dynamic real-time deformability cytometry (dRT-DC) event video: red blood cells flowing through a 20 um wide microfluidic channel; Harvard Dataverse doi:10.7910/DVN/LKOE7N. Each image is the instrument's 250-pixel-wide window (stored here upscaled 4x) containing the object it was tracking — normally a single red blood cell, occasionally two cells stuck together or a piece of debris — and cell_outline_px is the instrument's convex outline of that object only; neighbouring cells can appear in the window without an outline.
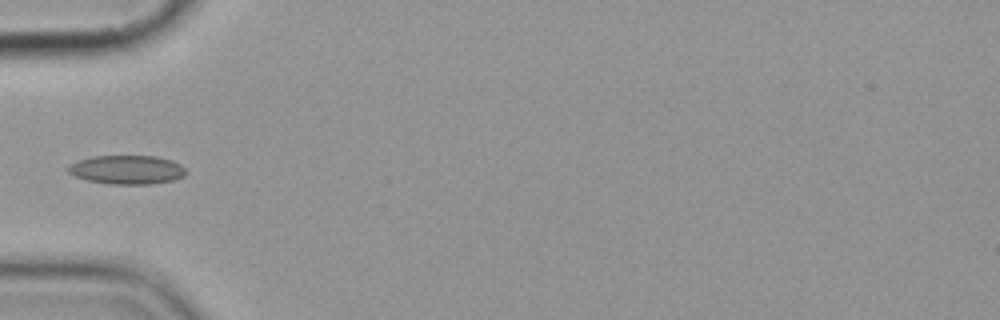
{"species": "common noctule bat (a hibernating species)", "species_latin": "Nyctalus noctula", "temperature_condition": "cold", "stored_images_in_passage": 6, "camera_frame_rate_fps": 3000, "um_per_image_px": 0.085, "animal": {"sex": "female", "body_mass_g": 19.9}, "frame": {"image": 1, "passage_image": 5, "time_ms": 5.0, "image_size_px": [1000, 320], "cell_outline_px": [[184, 176], [172, 180], [152, 184], [108, 184], [88, 180], [76, 176], [68, 172], [64, 168], [68, 164], [76, 160], [92, 156], [156, 156], [172, 160], [180, 164], [184, 168]], "centroid_in_image_um": [10.73, 14.42], "position_along_channel_um": 74.3, "area_um2": 19.94}}
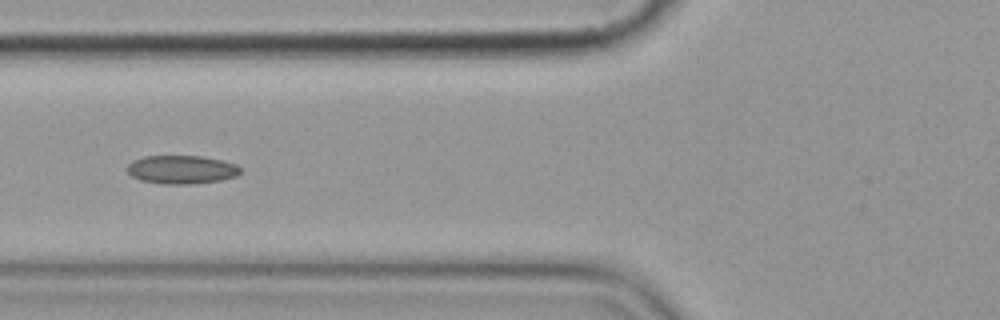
{"frame": {"image": 2, "passage_image": 6, "time_ms": 6.0, "image_size_px": [1000, 320], "cell_outline_px": [[240, 172], [236, 176], [220, 180], [188, 184], [164, 184], [140, 180], [132, 176], [124, 168], [132, 160], [144, 156], [200, 156], [224, 160], [236, 164], [240, 168]], "centroid_in_image_um": [15.4, 14.4], "position_along_channel_um": 110.4, "area_um2": 18.84}}